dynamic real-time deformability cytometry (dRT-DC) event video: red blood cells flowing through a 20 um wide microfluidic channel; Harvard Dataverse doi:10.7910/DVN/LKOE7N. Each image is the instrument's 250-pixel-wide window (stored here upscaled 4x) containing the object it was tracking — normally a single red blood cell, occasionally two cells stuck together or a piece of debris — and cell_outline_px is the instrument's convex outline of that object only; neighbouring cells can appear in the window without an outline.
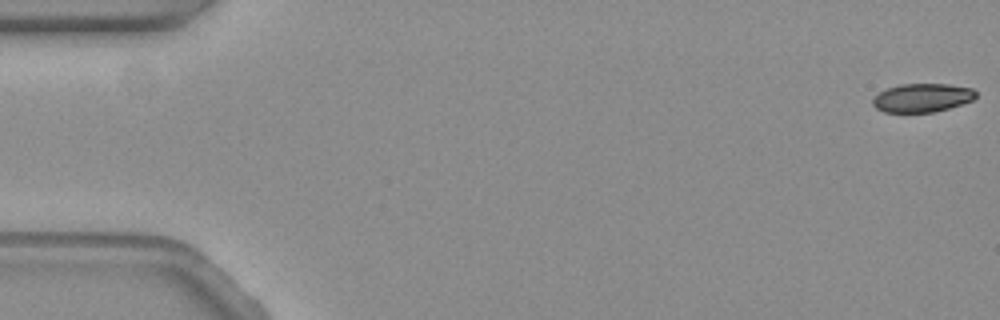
{"species": "common noctule bat (a hibernating species)", "species_latin": "Nyctalus noctula", "temperature_condition": "warm", "stored_images_in_passage": 59, "camera_frame_rate_fps": 3000, "um_per_image_px": 0.085, "animal": {"sex": "female", "body_mass_g": 19.3, "forearm_length_mm": 54.1}, "frame": {"image": 1, "passage_image": 1, "time_ms": 0.0, "image_size_px": [1000, 320], "cell_outline_px": [[976, 96], [972, 100], [948, 108], [932, 112], [884, 112], [876, 108], [872, 104], [872, 96], [888, 88], [900, 84], [948, 84], [972, 88], [976, 92]], "centroid_in_image_um": [78.35, 8.3], "position_along_channel_um": 6.7, "area_um2": 17.11}}
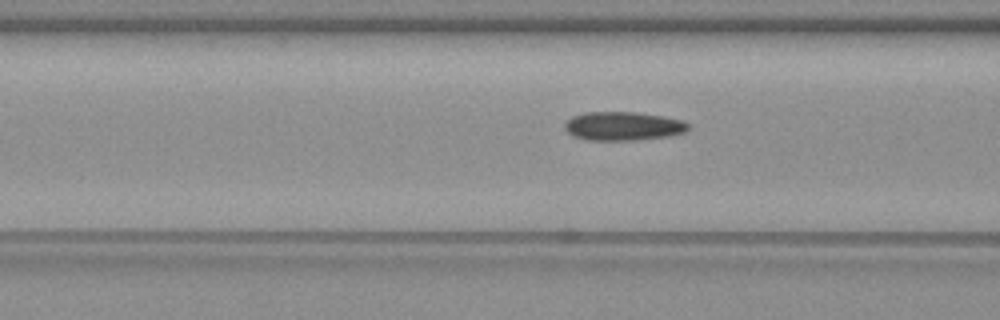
{"frame": {"image": 2, "passage_image": 23, "time_ms": 7.333, "image_size_px": [1000, 320], "cell_outline_px": [[688, 128], [684, 132], [672, 136], [636, 140], [584, 140], [572, 136], [564, 128], [564, 124], [572, 116], [584, 112], [636, 112], [664, 116], [684, 120], [688, 124]], "centroid_in_image_um": [52.96, 10.72], "position_along_channel_um": 113.6, "area_um2": 20.92}}
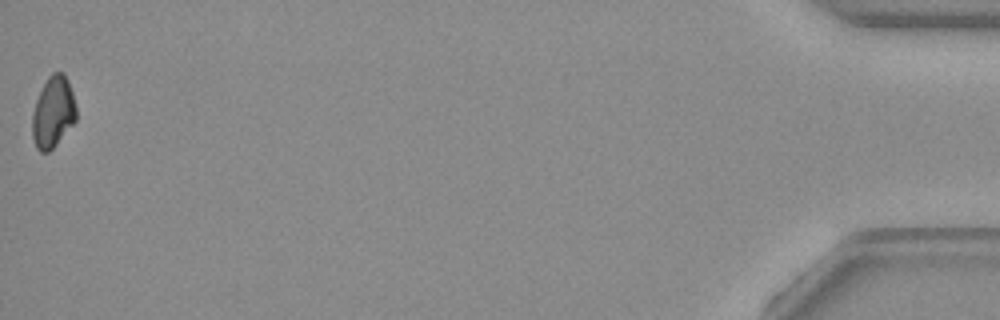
{"frame": {"image": 3, "passage_image": 59, "time_ms": 19.333, "image_size_px": [1000, 320], "cell_outline_px": [[76, 120], [56, 144], [48, 152], [40, 152], [36, 148], [32, 136], [32, 112], [36, 100], [48, 76], [52, 72], [64, 72], [68, 80], [76, 104]], "centroid_in_image_um": [4.51, 9.52], "position_along_channel_um": 430.7, "area_um2": 18.26}, "authors_computed_cell_mechanics": {"area_um2": 19.7098, "velocity_mm_per_s": 3.519, "shape_relaxation_time_tau1_ms": null, "shape_relaxation_time_tau2_ms": 9.377, "deformation_change_tau1": null, "deformation_change_tau2": 0.11}}